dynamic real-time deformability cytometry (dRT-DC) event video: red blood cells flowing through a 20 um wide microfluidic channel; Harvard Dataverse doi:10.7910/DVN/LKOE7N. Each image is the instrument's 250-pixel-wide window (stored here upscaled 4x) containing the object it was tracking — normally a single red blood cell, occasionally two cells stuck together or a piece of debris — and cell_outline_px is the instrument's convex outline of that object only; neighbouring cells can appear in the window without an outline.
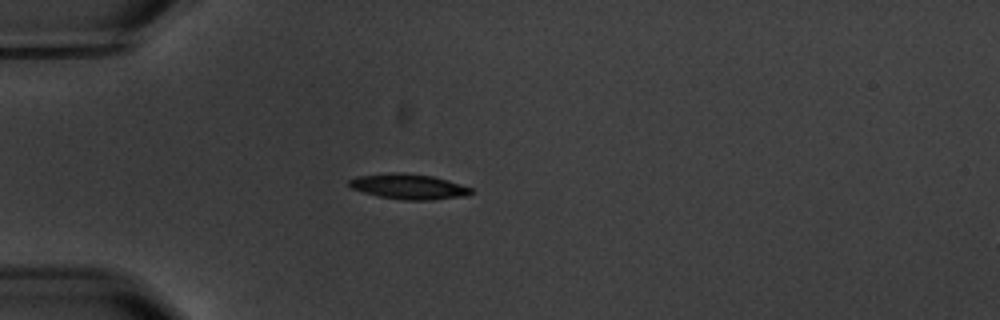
{"species": "common noctule bat (a hibernating species)", "species_latin": "Nyctalus noctula", "temperature_condition": "warm", "stored_images_in_passage": 7, "camera_frame_rate_fps": 3000, "um_per_image_px": 0.085, "animal": {"sex": "male", "body_mass_g": 20.1, "forearm_length_mm": 53.5}, "frame": {"image": 1, "passage_image": 1, "time_ms": 0.0, "image_size_px": [1000, 320], "cell_outline_px": [[476, 192], [468, 196], [432, 200], [404, 200], [380, 196], [364, 192], [352, 188], [348, 184], [348, 180], [356, 176], [392, 172], [400, 172], [432, 176], [460, 184], [472, 188]], "centroid_in_image_um": [34.77, 15.86], "position_along_channel_um": 50.2, "area_um2": 18.03}}
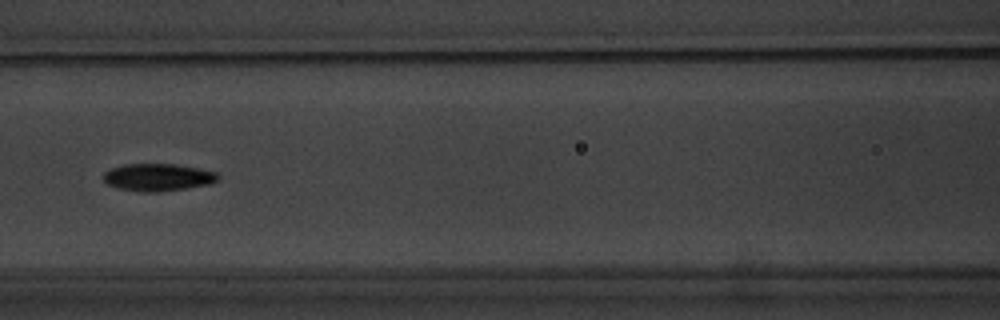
{"frame": {"image": 2, "passage_image": 4, "time_ms": 3.333, "image_size_px": [1000, 320], "cell_outline_px": [[220, 180], [208, 184], [160, 192], [136, 192], [120, 188], [108, 184], [104, 180], [104, 172], [112, 168], [124, 164], [176, 164], [216, 172], [220, 176]], "centroid_in_image_um": [13.43, 15.07], "position_along_channel_um": 153.2, "area_um2": 18.21}}
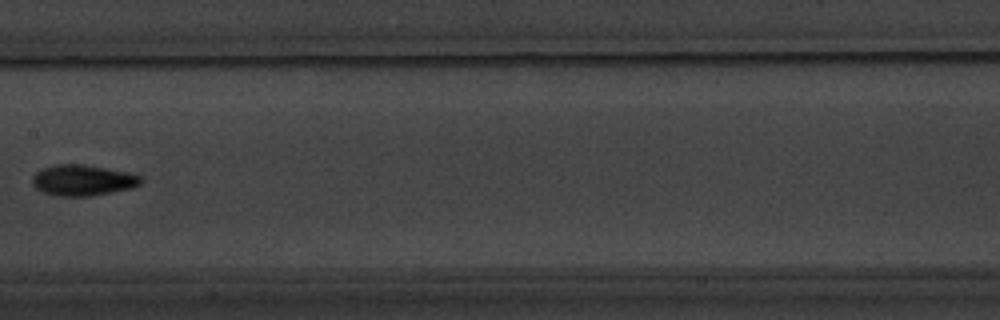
{"frame": {"image": 3, "passage_image": 5, "time_ms": 4.667, "image_size_px": [1000, 320], "cell_outline_px": [[144, 180], [140, 184], [132, 188], [92, 196], [60, 196], [40, 192], [32, 184], [32, 176], [36, 172], [44, 168], [56, 164], [84, 164], [128, 172], [140, 176]], "centroid_in_image_um": [7.03, 15.32], "position_along_channel_um": 200.4, "area_um2": 19.65}}